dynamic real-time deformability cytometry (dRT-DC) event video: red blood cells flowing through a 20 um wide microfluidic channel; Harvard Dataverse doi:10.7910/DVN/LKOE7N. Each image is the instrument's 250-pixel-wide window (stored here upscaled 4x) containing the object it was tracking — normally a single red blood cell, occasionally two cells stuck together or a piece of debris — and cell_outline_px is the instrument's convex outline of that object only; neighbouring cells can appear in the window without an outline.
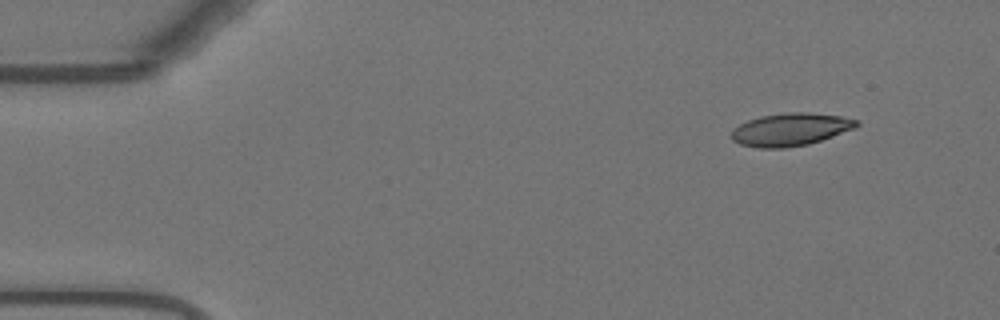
{"species": "Egyptian fruit bat (a non-hibernating species)", "species_latin": "Rousettus aegyptiacus", "temperature_condition": "warm", "stored_images_in_passage": 50, "camera_frame_rate_fps": 3000, "um_per_image_px": 0.085, "animal": {"sex": "female"}, "frame": {"image": 1, "passage_image": 1, "time_ms": 0.0, "image_size_px": [1000, 320], "cell_outline_px": [[860, 124], [856, 128], [808, 144], [784, 148], [756, 148], [740, 144], [732, 140], [732, 128], [748, 120], [760, 116], [788, 112], [808, 112], [840, 116], [860, 120]], "centroid_in_image_um": [67.19, 11.0], "position_along_channel_um": 17.8, "area_um2": 23.93}}
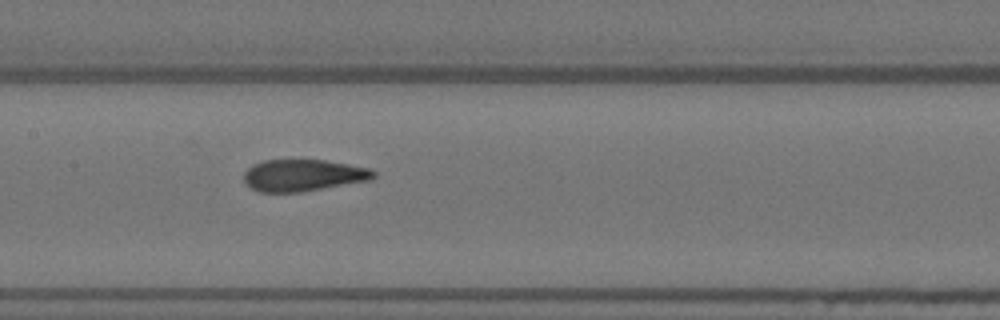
{"frame": {"image": 2, "passage_image": 22, "time_ms": 7.0, "image_size_px": [1000, 320], "cell_outline_px": [[376, 176], [368, 180], [300, 192], [260, 192], [252, 188], [244, 180], [244, 172], [252, 164], [264, 160], [324, 160], [348, 164], [368, 168], [376, 172]], "centroid_in_image_um": [25.74, 14.89], "position_along_channel_um": 181.7, "area_um2": 23.76}}
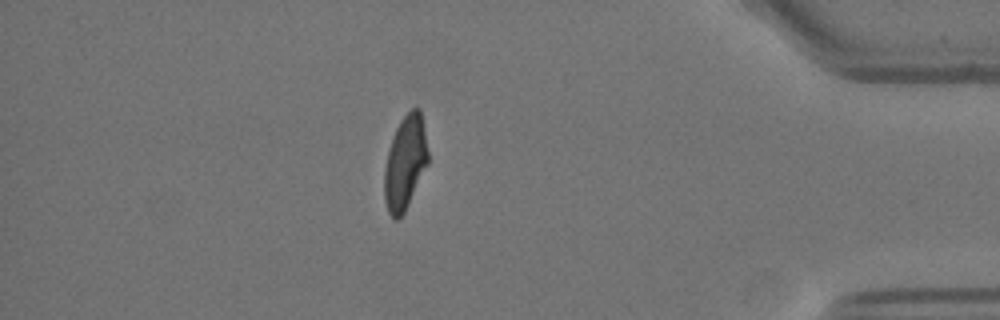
{"frame": {"image": 3, "passage_image": 43, "time_ms": 14.0, "image_size_px": [1000, 320], "cell_outline_px": [[428, 164], [404, 212], [396, 220], [392, 220], [388, 212], [384, 200], [384, 168], [388, 152], [396, 128], [400, 120], [412, 108], [420, 108], [428, 152]], "centroid_in_image_um": [34.43, 13.85], "position_along_channel_um": 400.8, "area_um2": 23.7}, "authors_computed_cell_mechanics": {"area_um2": 24.6517, "velocity_mm_per_s": 3.7049, "shape_relaxation_time_tau1_ms": null, "shape_relaxation_time_tau2_ms": 1.0396, "deformation_change_tau1": null, "deformation_change_tau2": 0.078}}